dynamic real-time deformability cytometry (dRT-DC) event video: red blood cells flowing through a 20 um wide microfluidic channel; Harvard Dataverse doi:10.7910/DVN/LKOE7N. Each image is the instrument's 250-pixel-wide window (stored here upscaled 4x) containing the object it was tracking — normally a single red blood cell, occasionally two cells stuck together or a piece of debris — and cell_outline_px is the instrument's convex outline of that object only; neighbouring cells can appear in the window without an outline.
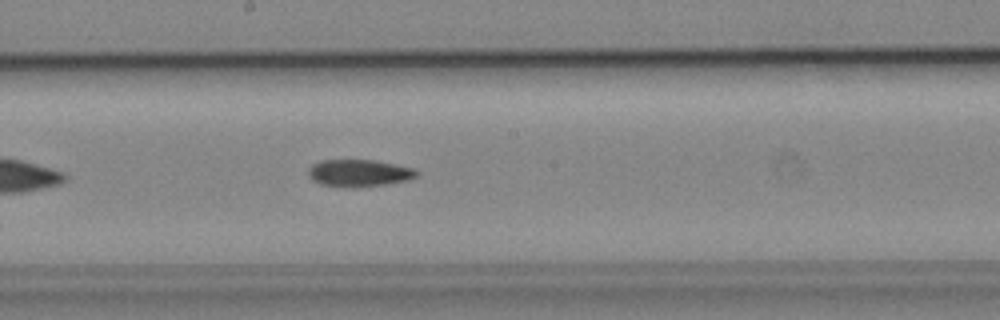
{"species": "common noctule bat (a hibernating species)", "species_latin": "Nyctalus noctula", "temperature_condition": "cold", "stored_images_in_passage": 37, "camera_frame_rate_fps": 3000, "um_per_image_px": 0.085, "animal": {"sex": "male", "body_mass_g": 19.2, "forearm_length_mm": 51.8}, "frame": {"image": 1, "passage_image": 16, "time_ms": 5.0, "image_size_px": [1000, 320], "cell_outline_px": [[420, 172], [416, 176], [408, 180], [384, 184], [320, 184], [312, 180], [308, 176], [308, 168], [312, 164], [320, 160], [376, 160], [416, 168]], "centroid_in_image_um": [30.55, 14.64], "position_along_channel_um": 217.6, "area_um2": 16.42}}